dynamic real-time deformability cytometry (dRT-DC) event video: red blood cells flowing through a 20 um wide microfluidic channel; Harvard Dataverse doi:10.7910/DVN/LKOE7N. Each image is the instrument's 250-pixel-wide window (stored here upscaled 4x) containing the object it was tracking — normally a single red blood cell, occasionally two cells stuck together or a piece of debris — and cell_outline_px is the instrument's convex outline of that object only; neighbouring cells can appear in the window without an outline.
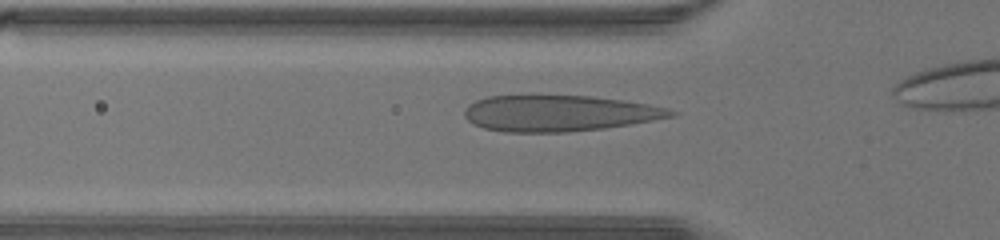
{"species": "human", "species_latin": "Homo sapiens", "temperature_condition": "warm", "stored_images_in_passage": 21, "camera_frame_rate_fps": 3000, "um_per_image_px": 0.085, "donor": {"sex": "male"}, "frame": {"image": 1, "passage_image": 9, "time_ms": 2.667, "image_size_px": [1000, 240], "cell_outline_px": [[680, 112], [676, 116], [604, 128], [568, 132], [504, 132], [484, 128], [472, 124], [464, 116], [464, 112], [468, 104], [476, 100], [488, 96], [592, 96], [624, 100], [648, 104], [668, 108]], "centroid_in_image_um": [47.52, 9.63], "position_along_channel_um": 78.3, "area_um2": 43.41}}
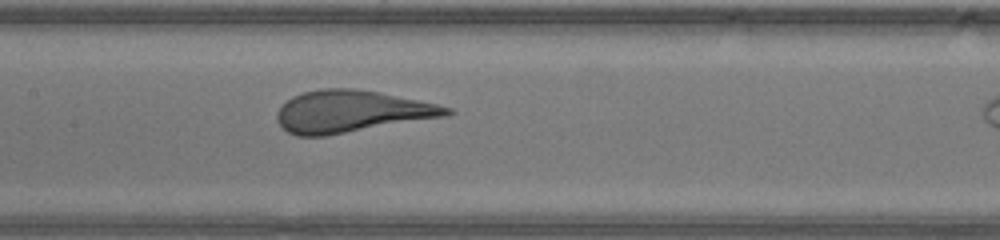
{"frame": {"image": 2, "passage_image": 15, "time_ms": 4.667, "image_size_px": [1000, 240], "cell_outline_px": [[452, 112], [448, 116], [324, 136], [296, 136], [288, 132], [276, 120], [276, 112], [292, 96], [304, 92], [320, 88], [352, 88], [380, 92], [436, 104], [452, 108]], "centroid_in_image_um": [29.85, 9.47], "position_along_channel_um": 177.5, "area_um2": 41.33}}
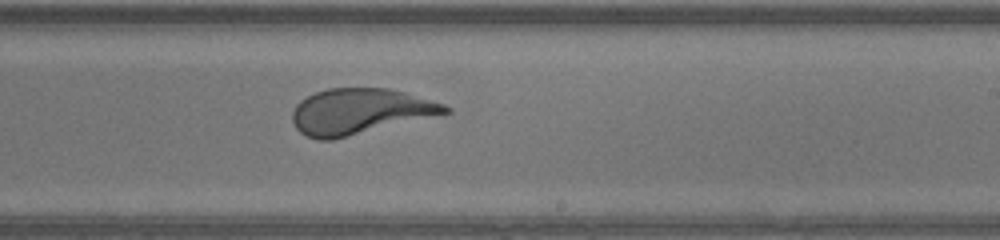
{"frame": {"image": 3, "passage_image": 20, "time_ms": 6.333, "image_size_px": [1000, 240], "cell_outline_px": [[452, 112], [332, 140], [316, 140], [300, 132], [296, 128], [292, 120], [292, 112], [296, 104], [300, 100], [316, 92], [328, 88], [388, 88], [404, 92], [444, 104], [452, 108]], "centroid_in_image_um": [30.57, 9.47], "position_along_channel_um": 258.4, "area_um2": 40.52}}